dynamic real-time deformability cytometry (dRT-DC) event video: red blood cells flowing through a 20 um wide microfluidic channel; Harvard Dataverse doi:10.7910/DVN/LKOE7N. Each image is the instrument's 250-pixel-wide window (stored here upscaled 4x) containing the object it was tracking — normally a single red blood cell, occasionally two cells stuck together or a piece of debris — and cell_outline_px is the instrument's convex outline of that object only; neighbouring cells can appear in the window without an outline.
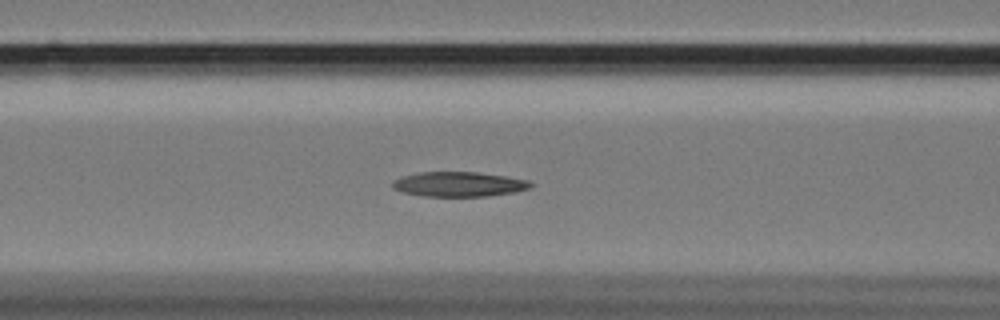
{"species": "Egyptian fruit bat (a non-hibernating species)", "species_latin": "Rousettus aegyptiacus", "temperature_condition": "cold", "stored_images_in_passage": 55, "camera_frame_rate_fps": 3000, "um_per_image_px": 0.085, "animal": {"sex": "female"}, "frame": {"image": 1, "passage_image": 20, "time_ms": 6.333, "image_size_px": [1000, 320], "cell_outline_px": [[536, 184], [532, 188], [516, 192], [488, 196], [424, 196], [404, 192], [392, 188], [392, 180], [400, 176], [420, 172], [476, 172], [504, 176], [528, 180]], "centroid_in_image_um": [39.03, 15.65], "position_along_channel_um": 127.6, "area_um2": 20.11}}
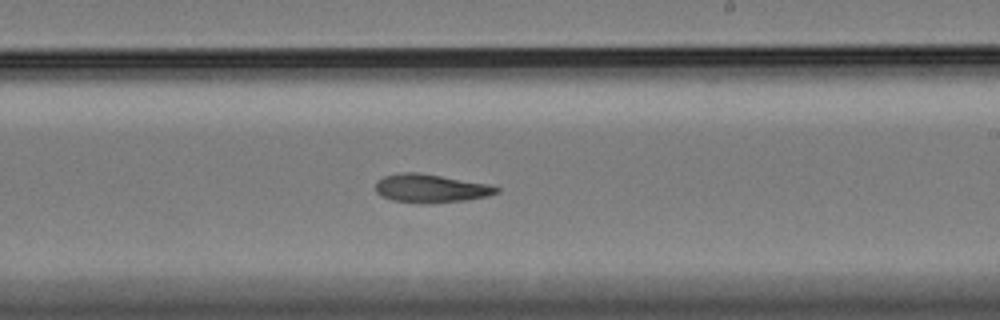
{"frame": {"image": 2, "passage_image": 31, "time_ms": 10.0, "image_size_px": [1000, 320], "cell_outline_px": [[500, 192], [488, 196], [468, 200], [428, 204], [424, 204], [392, 200], [380, 196], [376, 192], [376, 180], [384, 176], [404, 172], [416, 172], [488, 184], [500, 188]], "centroid_in_image_um": [36.6, 16.03], "position_along_channel_um": 252.4, "area_um2": 20.11}}
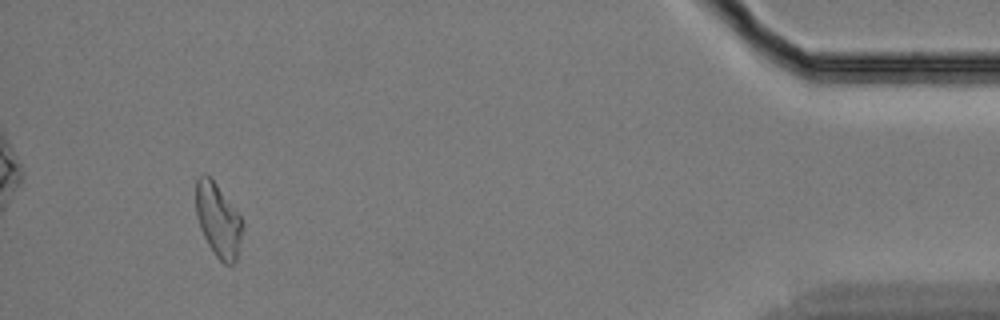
{"frame": {"image": 3, "passage_image": 51, "time_ms": 16.667, "image_size_px": [1000, 320], "cell_outline_px": [[244, 224], [236, 260], [232, 264], [224, 264], [216, 256], [208, 244], [200, 228], [196, 216], [196, 180], [200, 176], [208, 176], [212, 180], [240, 216]], "centroid_in_image_um": [18.54, 18.76], "position_along_channel_um": 416.7, "area_um2": 19.48}}